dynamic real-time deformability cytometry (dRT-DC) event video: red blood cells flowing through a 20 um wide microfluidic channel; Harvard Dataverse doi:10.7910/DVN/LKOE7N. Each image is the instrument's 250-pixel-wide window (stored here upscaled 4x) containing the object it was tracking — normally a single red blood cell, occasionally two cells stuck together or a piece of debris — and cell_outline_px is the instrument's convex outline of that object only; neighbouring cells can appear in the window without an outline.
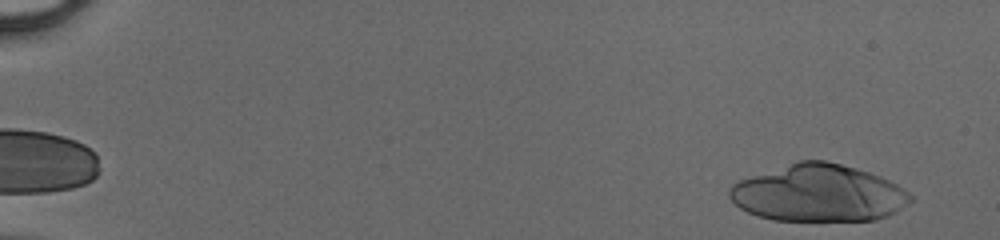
{"species": "human", "species_latin": "Homo sapiens", "temperature_condition": "cold", "stored_images_in_passage": 24, "camera_frame_rate_fps": 3000, "um_per_image_px": 0.085, "donor": {"sex": "male"}, "frame": {"image": 1, "passage_image": 3, "time_ms": 0.667, "image_size_px": [1000, 240], "cell_outline_px": [[912, 200], [908, 204], [888, 216], [872, 220], [772, 220], [756, 216], [740, 208], [728, 196], [728, 188], [732, 184], [740, 180], [800, 160], [824, 160], [856, 168], [880, 176], [904, 188], [912, 196]], "centroid_in_image_um": [69.57, 16.43], "position_along_channel_um": 15.4, "area_um2": 59.82}}